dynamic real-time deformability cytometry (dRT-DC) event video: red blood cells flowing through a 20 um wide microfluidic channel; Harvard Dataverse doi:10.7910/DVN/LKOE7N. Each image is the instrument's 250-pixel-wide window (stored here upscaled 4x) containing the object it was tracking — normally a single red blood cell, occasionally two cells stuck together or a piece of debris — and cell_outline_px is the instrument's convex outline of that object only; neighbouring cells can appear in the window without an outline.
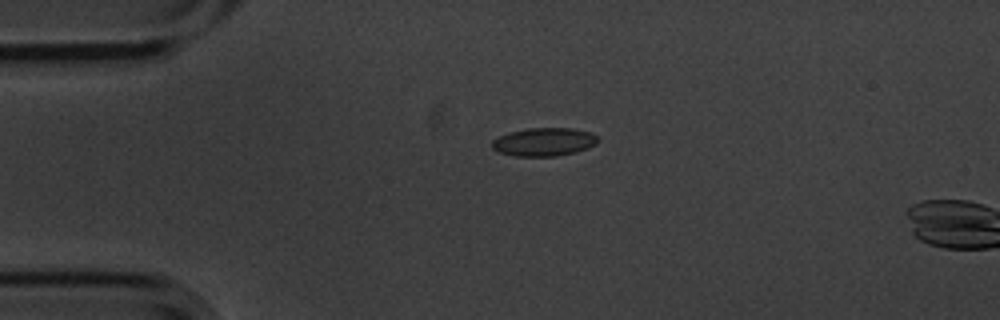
{"species": "common noctule bat (a hibernating species)", "species_latin": "Nyctalus noctula", "temperature_condition": "cold", "stored_images_in_passage": 3, "camera_frame_rate_fps": 3000, "um_per_image_px": 0.085, "animal": {"sex": "male", "body_mass_g": 20.1, "forearm_length_mm": 53.5}, "frame": {"image": 1, "passage_image": 2, "time_ms": 0.333, "image_size_px": [1000, 320], "cell_outline_px": [[596, 144], [588, 148], [576, 152], [556, 156], [512, 156], [496, 152], [492, 148], [492, 140], [508, 132], [528, 128], [572, 128], [588, 132], [596, 136]], "centroid_in_image_um": [46.18, 12.07], "position_along_channel_um": 38.8, "area_um2": 17.46}}